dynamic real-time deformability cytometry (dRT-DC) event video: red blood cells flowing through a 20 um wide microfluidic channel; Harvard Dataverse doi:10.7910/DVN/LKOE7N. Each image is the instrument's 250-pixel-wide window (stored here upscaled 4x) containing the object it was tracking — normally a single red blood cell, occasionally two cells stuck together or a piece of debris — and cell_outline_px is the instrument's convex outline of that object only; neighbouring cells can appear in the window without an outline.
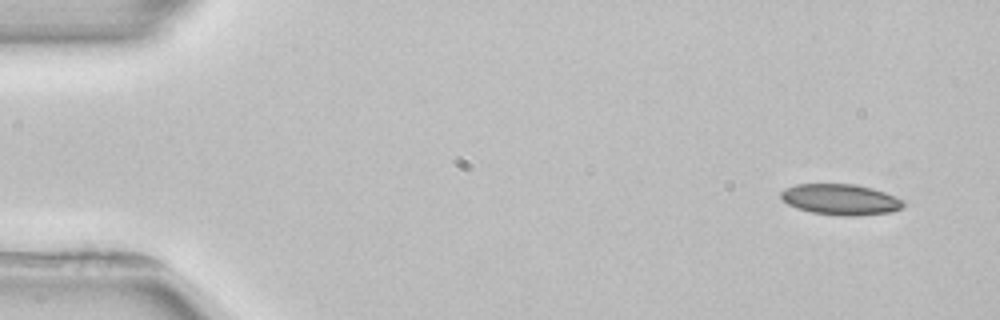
{"species": "common noctule bat (a hibernating species)", "species_latin": "Nyctalus noctula", "temperature_condition": "room temperature", "stored_images_in_passage": 4, "camera_frame_rate_fps": 3000, "um_per_image_px": 0.085, "animal": {"sex": "female", "body_mass_g": 22.7, "forearm_length_mm": 54.2}, "frame": {"image": 1, "passage_image": 1, "time_ms": 0.0, "image_size_px": [1000, 320], "cell_outline_px": [[904, 204], [900, 208], [888, 212], [852, 216], [844, 216], [812, 212], [796, 208], [788, 204], [780, 196], [780, 192], [784, 188], [796, 184], [852, 184], [872, 188], [884, 192], [904, 200]], "centroid_in_image_um": [71.41, 16.94], "position_along_channel_um": 13.6, "area_um2": 21.79}}
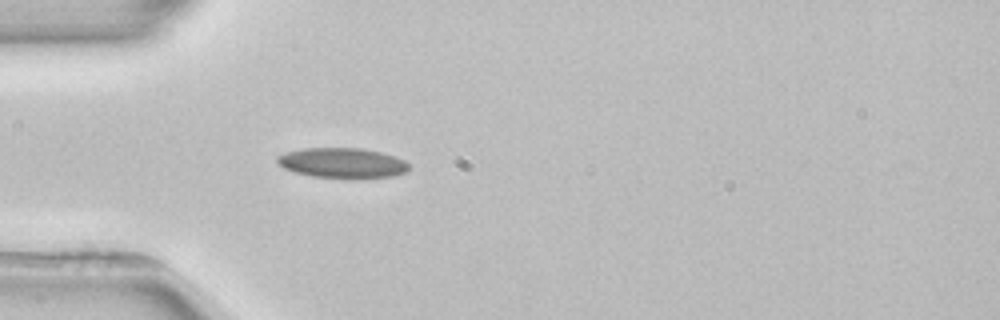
{"frame": {"image": 2, "passage_image": 4, "time_ms": 4.0, "image_size_px": [1000, 320], "cell_outline_px": [[408, 172], [392, 176], [360, 180], [352, 180], [312, 176], [296, 172], [284, 168], [276, 160], [276, 156], [284, 152], [300, 148], [360, 148], [380, 152], [396, 156], [404, 160], [408, 164]], "centroid_in_image_um": [29.12, 13.87], "position_along_channel_um": 55.9, "area_um2": 23.76}}